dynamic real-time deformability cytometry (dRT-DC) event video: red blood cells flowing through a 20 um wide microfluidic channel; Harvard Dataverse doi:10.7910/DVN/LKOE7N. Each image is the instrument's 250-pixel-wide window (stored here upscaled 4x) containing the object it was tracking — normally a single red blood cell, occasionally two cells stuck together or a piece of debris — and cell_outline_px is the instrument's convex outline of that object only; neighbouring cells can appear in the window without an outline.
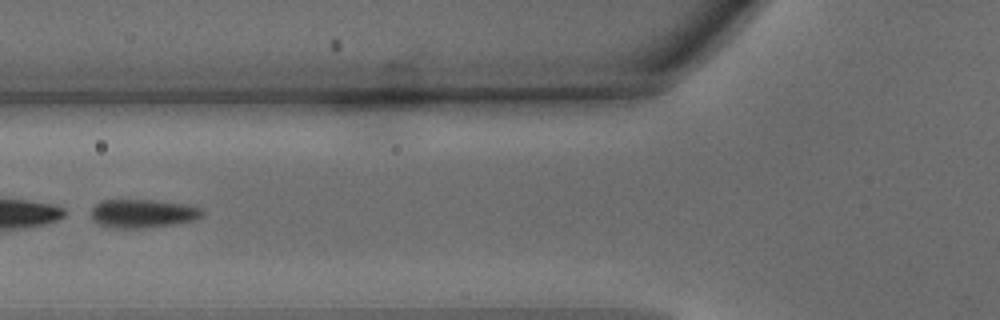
{"species": "common noctule bat (a hibernating species)", "species_latin": "Nyctalus noctula", "temperature_condition": "warm", "stored_images_in_passage": 44, "segment_of_instrument_passage": [2, 2], "camera_frame_rate_fps": 3000, "um_per_image_px": 0.085, "animal": {"sex": "male", "body_mass_g": 15.6}, "frame": {"image": 1, "passage_image": 16, "time_ms": 5.0, "image_size_px": [1000, 320], "cell_outline_px": [[204, 212], [196, 220], [176, 224], [136, 228], [108, 228], [92, 220], [92, 208], [100, 200], [152, 200], [184, 204], [200, 208]], "centroid_in_image_um": [12.11, 18.15], "position_along_channel_um": 113.7, "area_um2": 18.38}}
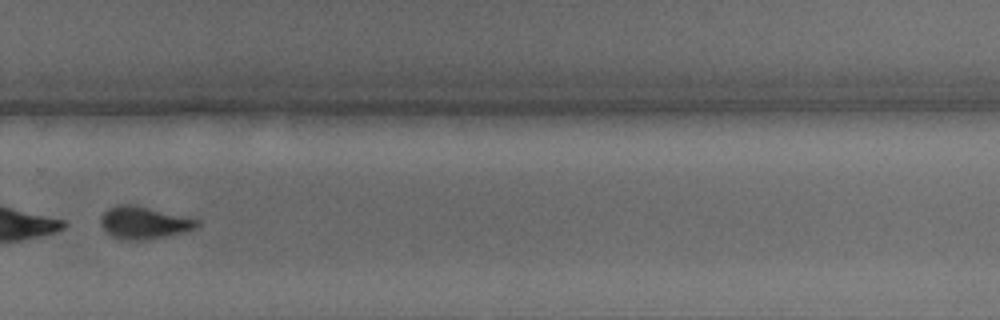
{"frame": {"image": 2, "passage_image": 30, "time_ms": 9.667, "image_size_px": [1000, 320], "cell_outline_px": [[200, 224], [196, 228], [184, 232], [144, 240], [124, 240], [112, 236], [104, 232], [100, 224], [100, 216], [108, 208], [116, 204], [136, 204], [200, 220]], "centroid_in_image_um": [12.19, 18.91], "position_along_channel_um": 317.6, "area_um2": 18.44}}